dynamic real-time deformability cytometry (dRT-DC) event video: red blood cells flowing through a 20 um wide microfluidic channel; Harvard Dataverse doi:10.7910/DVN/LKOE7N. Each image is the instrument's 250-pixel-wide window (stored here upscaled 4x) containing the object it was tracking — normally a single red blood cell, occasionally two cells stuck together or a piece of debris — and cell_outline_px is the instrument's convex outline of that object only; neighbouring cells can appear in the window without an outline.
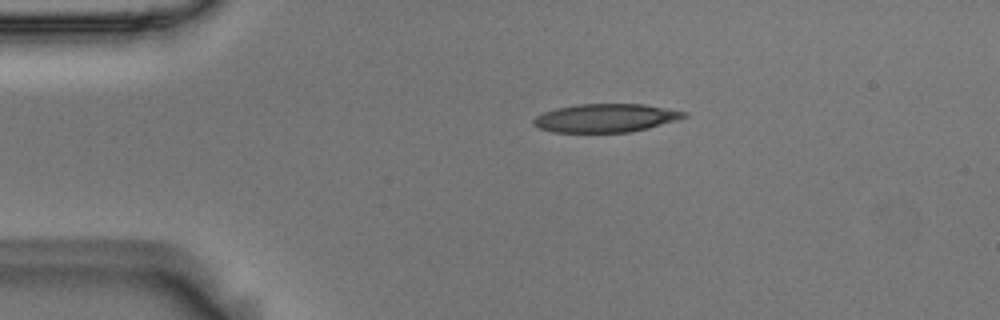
{"species": "Egyptian fruit bat (a non-hibernating species)", "species_latin": "Rousettus aegyptiacus", "temperature_condition": "room temperature", "stored_images_in_passage": 2, "camera_frame_rate_fps": 3000, "um_per_image_px": 0.085, "animal": {"sex": "male"}, "frame": {"image": 1, "passage_image": 1, "time_ms": 0.0, "image_size_px": [1000, 320], "cell_outline_px": [[688, 116], [676, 120], [648, 128], [632, 132], [552, 132], [540, 128], [532, 124], [532, 120], [536, 116], [544, 112], [556, 108], [580, 104], [644, 104], [688, 112]], "centroid_in_image_um": [51.48, 10.03], "position_along_channel_um": 33.5, "area_um2": 24.85}}